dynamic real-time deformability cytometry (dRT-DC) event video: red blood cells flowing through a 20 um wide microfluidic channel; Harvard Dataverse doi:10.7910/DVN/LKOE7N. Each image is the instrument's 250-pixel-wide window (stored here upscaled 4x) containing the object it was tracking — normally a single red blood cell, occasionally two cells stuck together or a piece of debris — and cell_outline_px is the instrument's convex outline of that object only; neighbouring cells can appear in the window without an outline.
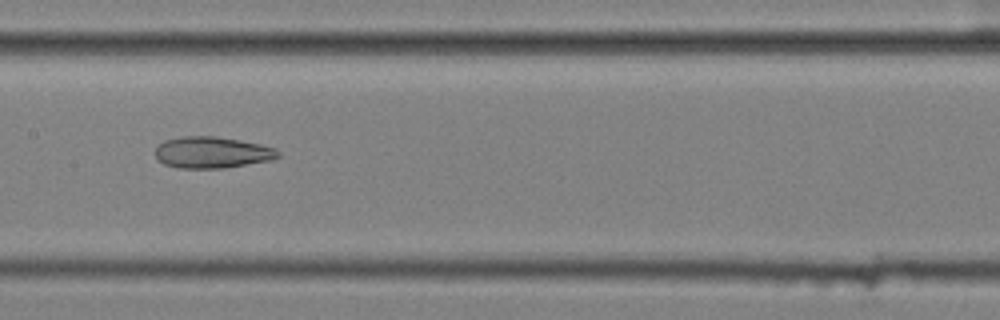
{"species": "common noctule bat (a hibernating species)", "species_latin": "Nyctalus noctula", "temperature_condition": "cold", "stored_images_in_passage": 9, "camera_frame_rate_fps": 3000, "um_per_image_px": 0.085, "animal": {"sex": "female", "body_mass_g": 25.1}, "frame": {"image": 1, "passage_image": 8, "time_ms": 2.333, "image_size_px": [1000, 320], "cell_outline_px": [[280, 156], [272, 160], [224, 168], [180, 168], [164, 164], [156, 160], [156, 148], [164, 140], [180, 136], [216, 136], [240, 140], [260, 144], [276, 148], [280, 152]], "centroid_in_image_um": [18.03, 12.95], "position_along_channel_um": 189.4, "area_um2": 22.66}}
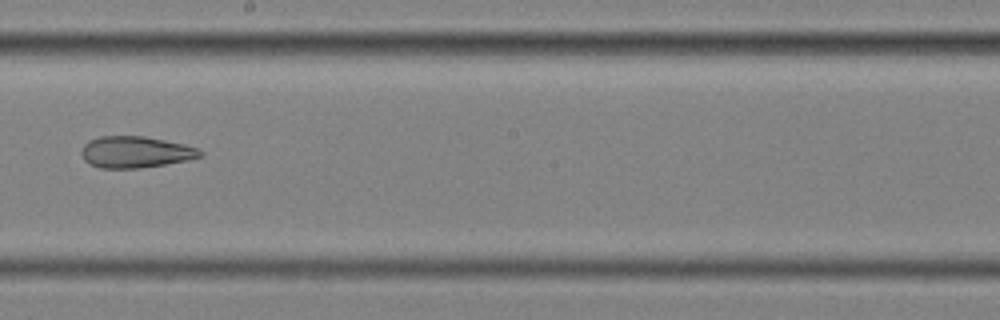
{"frame": {"image": 2, "passage_image": 9, "time_ms": 2.667, "image_size_px": [1000, 320], "cell_outline_px": [[204, 156], [188, 160], [164, 164], [136, 168], [100, 168], [88, 164], [84, 160], [80, 152], [84, 144], [88, 140], [100, 136], [144, 136], [184, 144], [196, 148], [204, 152]], "centroid_in_image_um": [11.49, 12.92], "position_along_channel_um": 236.7, "area_um2": 21.85}}